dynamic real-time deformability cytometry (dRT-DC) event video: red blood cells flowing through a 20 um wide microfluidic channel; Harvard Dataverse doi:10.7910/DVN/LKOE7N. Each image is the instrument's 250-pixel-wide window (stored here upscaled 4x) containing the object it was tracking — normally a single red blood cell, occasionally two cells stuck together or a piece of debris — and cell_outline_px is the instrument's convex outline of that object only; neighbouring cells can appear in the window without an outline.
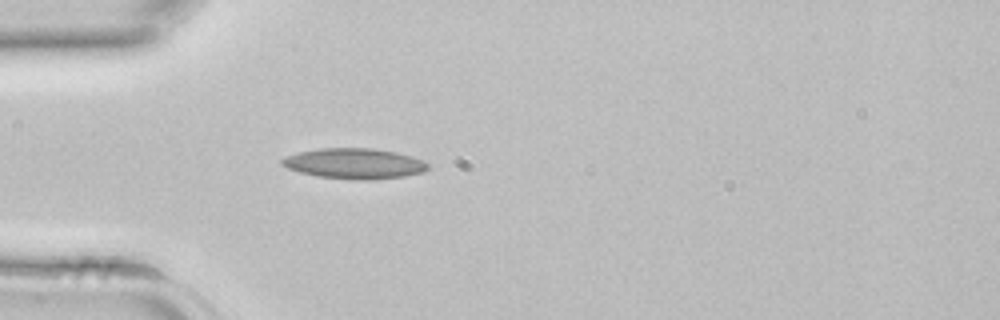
{"species": "common noctule bat (a hibernating species)", "species_latin": "Nyctalus noctula", "temperature_condition": "room temperature", "stored_images_in_passage": 31, "camera_frame_rate_fps": 3000, "um_per_image_px": 0.085, "animal": {"sex": "female", "body_mass_g": 22.7, "forearm_length_mm": 54.2}, "frame": {"image": 1, "passage_image": 1, "time_ms": 0.0, "image_size_px": [1000, 320], "cell_outline_px": [[428, 168], [420, 172], [404, 176], [372, 180], [356, 180], [316, 176], [300, 172], [288, 168], [280, 164], [280, 160], [288, 156], [300, 152], [320, 148], [372, 148], [396, 152], [412, 156], [424, 160], [428, 164]], "centroid_in_image_um": [30.12, 13.9], "position_along_channel_um": 54.9, "area_um2": 25.84}}